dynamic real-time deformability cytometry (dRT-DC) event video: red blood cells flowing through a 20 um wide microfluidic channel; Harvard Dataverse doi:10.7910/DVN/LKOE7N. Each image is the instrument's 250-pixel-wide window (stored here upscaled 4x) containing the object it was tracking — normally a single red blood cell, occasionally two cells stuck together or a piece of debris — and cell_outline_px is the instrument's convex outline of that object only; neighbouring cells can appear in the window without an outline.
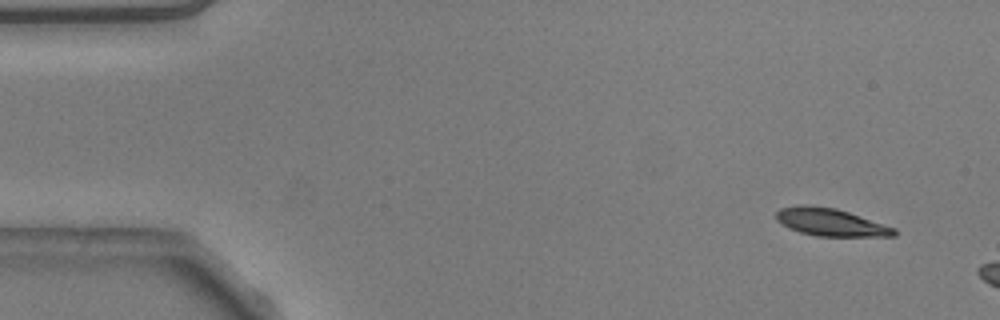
{"species": "common noctule bat (a hibernating species)", "species_latin": "Nyctalus noctula", "temperature_condition": "warm", "stored_images_in_passage": 9, "camera_frame_rate_fps": 3000, "um_per_image_px": 0.085, "animal": {"sex": "male", "body_mass_g": 20.5, "forearm_length_mm": 52.5}, "frame": {"image": 1, "passage_image": 1, "time_ms": 0.0, "image_size_px": [1000, 320], "cell_outline_px": [[896, 236], [816, 236], [800, 232], [788, 228], [776, 220], [776, 212], [780, 208], [800, 204], [808, 204], [836, 208], [896, 228]], "centroid_in_image_um": [70.56, 18.88], "position_along_channel_um": 14.4, "area_um2": 19.02}}